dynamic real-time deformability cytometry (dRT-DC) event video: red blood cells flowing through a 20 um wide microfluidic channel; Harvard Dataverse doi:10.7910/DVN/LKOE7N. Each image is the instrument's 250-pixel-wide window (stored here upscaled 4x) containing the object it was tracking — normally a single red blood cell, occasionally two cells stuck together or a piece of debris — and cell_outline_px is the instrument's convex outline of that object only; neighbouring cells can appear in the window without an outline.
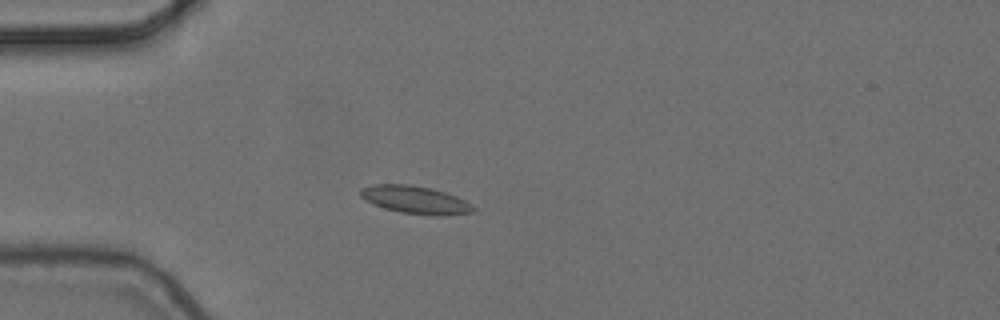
{"species": "common noctule bat (a hibernating species)", "species_latin": "Nyctalus noctula", "temperature_condition": "cold", "stored_images_in_passage": 4, "camera_frame_rate_fps": 3000, "um_per_image_px": 0.085, "animal": {"sex": "female", "body_mass_g": 24.6, "forearm_length_mm": 56.2}, "frame": {"image": 1, "passage_image": 4, "time_ms": 1.0, "image_size_px": [1000, 320], "cell_outline_px": [[476, 212], [440, 216], [432, 216], [400, 212], [384, 208], [360, 196], [360, 188], [372, 184], [408, 184], [432, 188], [456, 196], [472, 204], [476, 208]], "centroid_in_image_um": [35.35, 16.99], "position_along_channel_um": 49.7, "area_um2": 18.32}}